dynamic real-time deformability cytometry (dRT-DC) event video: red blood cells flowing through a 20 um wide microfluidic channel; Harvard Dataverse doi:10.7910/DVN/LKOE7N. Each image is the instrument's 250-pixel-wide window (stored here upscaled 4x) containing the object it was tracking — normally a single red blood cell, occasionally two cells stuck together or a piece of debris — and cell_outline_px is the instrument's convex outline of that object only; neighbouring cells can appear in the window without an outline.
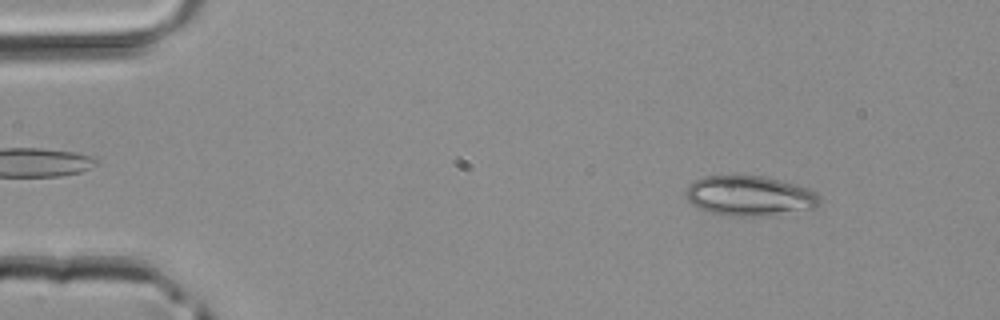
{"species": "common noctule bat (a hibernating species)", "species_latin": "Nyctalus noctula", "temperature_condition": "room temperature", "stored_images_in_passage": 2, "camera_frame_rate_fps": 3000, "um_per_image_px": 0.085, "animal": {"sex": "male", "body_mass_g": 20.4}, "frame": {"image": 1, "passage_image": 1, "time_ms": 0.0, "image_size_px": [1000, 320], "cell_outline_px": [[820, 200], [816, 208], [752, 216], [724, 216], [708, 212], [692, 204], [688, 200], [684, 192], [688, 184], [704, 176], [764, 176], [796, 184], [808, 188], [816, 192], [820, 196]], "centroid_in_image_um": [63.68, 16.64], "position_along_channel_um": 21.3, "area_um2": 31.04}}